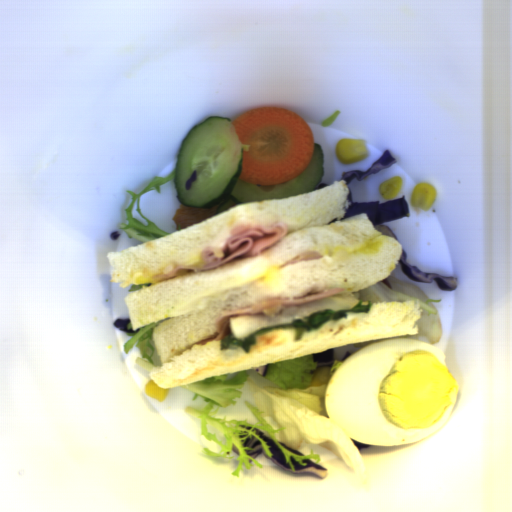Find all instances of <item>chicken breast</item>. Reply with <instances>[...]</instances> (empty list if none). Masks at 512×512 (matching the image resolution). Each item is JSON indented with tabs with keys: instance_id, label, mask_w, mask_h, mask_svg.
<instances>
[{
	"instance_id": "1",
	"label": "chicken breast",
	"mask_w": 512,
	"mask_h": 512,
	"mask_svg": "<svg viewBox=\"0 0 512 512\" xmlns=\"http://www.w3.org/2000/svg\"><path fill=\"white\" fill-rule=\"evenodd\" d=\"M214 215H216L215 208L209 206L205 208H193L182 204L175 211L172 218L176 224V231L178 232Z\"/></svg>"
}]
</instances>
